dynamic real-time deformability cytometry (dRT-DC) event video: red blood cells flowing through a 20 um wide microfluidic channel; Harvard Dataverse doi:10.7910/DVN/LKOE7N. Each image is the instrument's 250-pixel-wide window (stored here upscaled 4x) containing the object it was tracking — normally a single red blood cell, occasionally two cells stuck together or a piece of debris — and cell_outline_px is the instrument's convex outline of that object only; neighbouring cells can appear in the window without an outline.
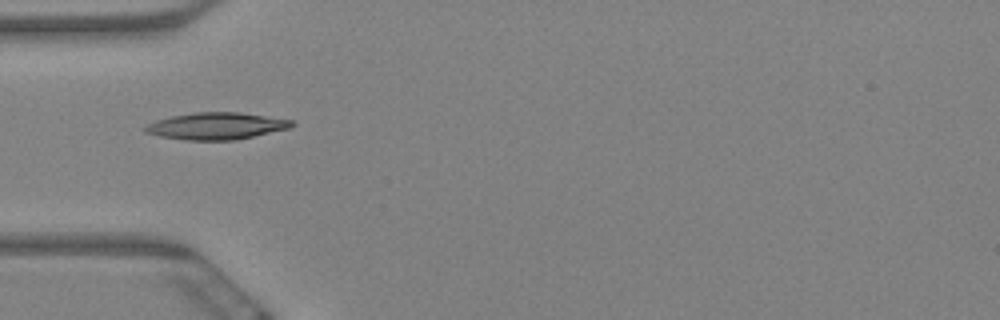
{"species": "Egyptian fruit bat (a non-hibernating species)", "species_latin": "Rousettus aegyptiacus", "temperature_condition": "warm", "stored_images_in_passage": 1, "camera_frame_rate_fps": 3000, "um_per_image_px": 0.085, "animal": {"sex": "female"}, "frame": {"image": 1, "passage_image": 1, "time_ms": 0.0, "image_size_px": [1000, 320], "cell_outline_px": [[296, 124], [288, 128], [236, 140], [188, 140], [160, 136], [144, 132], [144, 128], [148, 124], [156, 120], [172, 116], [196, 112], [240, 112], [292, 120]], "centroid_in_image_um": [18.38, 10.71], "position_along_channel_um": 66.6, "area_um2": 22.77}}